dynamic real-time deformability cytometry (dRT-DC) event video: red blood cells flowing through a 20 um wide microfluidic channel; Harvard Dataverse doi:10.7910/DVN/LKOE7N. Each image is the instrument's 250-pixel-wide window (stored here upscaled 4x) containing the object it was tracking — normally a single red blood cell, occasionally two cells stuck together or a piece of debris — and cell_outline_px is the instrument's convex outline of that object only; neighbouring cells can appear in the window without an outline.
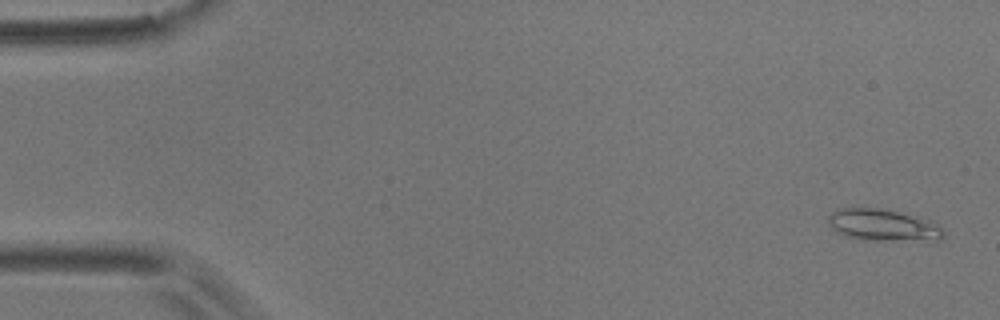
{"species": "common noctule bat (a hibernating species)", "species_latin": "Nyctalus noctula", "temperature_condition": "room temperature", "stored_images_in_passage": 5, "camera_frame_rate_fps": 3000, "um_per_image_px": 0.085, "animal": {"sex": "male", "body_mass_g": 17.9}, "frame": {"image": 1, "passage_image": 1, "time_ms": 0.0, "image_size_px": [1000, 320], "cell_outline_px": [[944, 236], [940, 240], [860, 240], [844, 236], [836, 232], [828, 224], [828, 216], [836, 208], [880, 208], [932, 220], [944, 232]], "centroid_in_image_um": [75.01, 19.14], "position_along_channel_um": 10.0, "area_um2": 21.44}}